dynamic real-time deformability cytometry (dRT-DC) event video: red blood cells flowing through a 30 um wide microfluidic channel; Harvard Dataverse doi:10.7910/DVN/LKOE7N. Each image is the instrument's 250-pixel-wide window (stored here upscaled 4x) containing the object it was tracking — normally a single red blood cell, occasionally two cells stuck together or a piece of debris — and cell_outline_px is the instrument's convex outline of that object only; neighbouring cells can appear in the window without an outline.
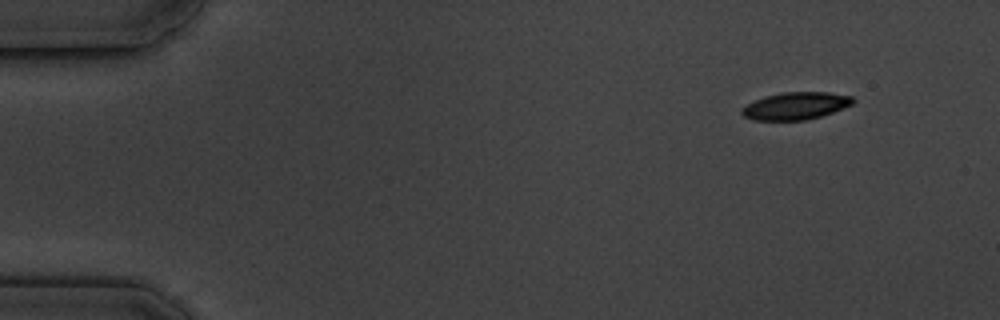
{"species": "common noctule bat (a hibernating species)", "species_latin": "Nyctalus noctula", "temperature_condition": "cold", "stored_images_in_passage": 10, "camera_frame_rate_fps": 3000, "um_per_image_px": 0.085, "animal": {"sex": "male", "body_mass_g": 19.5, "forearm_length_mm": 54.6}, "frame": {"image": 1, "passage_image": 1, "time_ms": 0.0, "image_size_px": [1000, 320], "cell_outline_px": [[856, 100], [852, 104], [832, 112], [820, 116], [804, 120], [752, 120], [744, 116], [740, 112], [740, 108], [764, 96], [784, 92], [828, 92], [852, 96]], "centroid_in_image_um": [67.62, 8.99], "position_along_channel_um": 17.4, "area_um2": 17.63}}
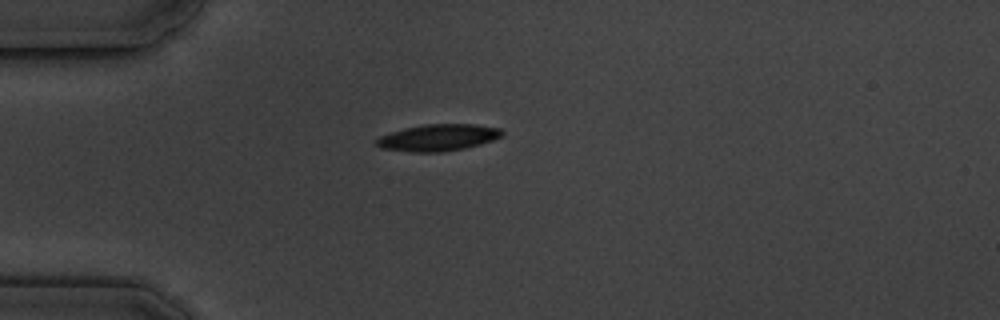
{"frame": {"image": 2, "passage_image": 4, "time_ms": 3.333, "image_size_px": [1000, 320], "cell_outline_px": [[504, 132], [500, 136], [492, 140], [480, 144], [464, 148], [444, 152], [408, 152], [380, 148], [376, 144], [376, 140], [380, 136], [404, 128], [424, 124], [476, 124], [500, 128]], "centroid_in_image_um": [37.22, 11.7], "position_along_channel_um": 47.8, "area_um2": 19.54}}